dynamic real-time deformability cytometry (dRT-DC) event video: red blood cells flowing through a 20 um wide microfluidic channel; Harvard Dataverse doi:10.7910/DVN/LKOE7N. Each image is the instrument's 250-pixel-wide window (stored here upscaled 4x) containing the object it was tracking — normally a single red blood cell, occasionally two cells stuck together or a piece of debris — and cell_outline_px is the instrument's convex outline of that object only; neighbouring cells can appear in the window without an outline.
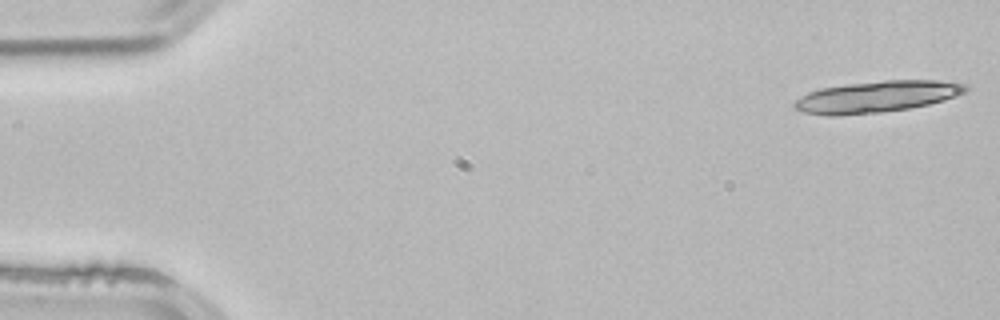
{"species": "common noctule bat (a hibernating species)", "species_latin": "Nyctalus noctula", "temperature_condition": "room temperature", "stored_images_in_passage": 19, "camera_frame_rate_fps": 3000, "um_per_image_px": 0.085, "animal": {"sex": "male", "body_mass_g": 21.5, "forearm_length_mm": 52.0}, "frame": {"image": 1, "passage_image": 1, "time_ms": 0.0, "image_size_px": [1000, 320], "cell_outline_px": [[968, 88], [964, 92], [944, 100], [928, 104], [908, 108], [880, 112], [840, 116], [824, 116], [804, 112], [796, 108], [792, 104], [796, 100], [808, 92], [820, 88], [848, 84], [884, 80], [936, 80], [968, 84]], "centroid_in_image_um": [74.49, 8.22], "position_along_channel_um": 10.5, "area_um2": 31.27}}